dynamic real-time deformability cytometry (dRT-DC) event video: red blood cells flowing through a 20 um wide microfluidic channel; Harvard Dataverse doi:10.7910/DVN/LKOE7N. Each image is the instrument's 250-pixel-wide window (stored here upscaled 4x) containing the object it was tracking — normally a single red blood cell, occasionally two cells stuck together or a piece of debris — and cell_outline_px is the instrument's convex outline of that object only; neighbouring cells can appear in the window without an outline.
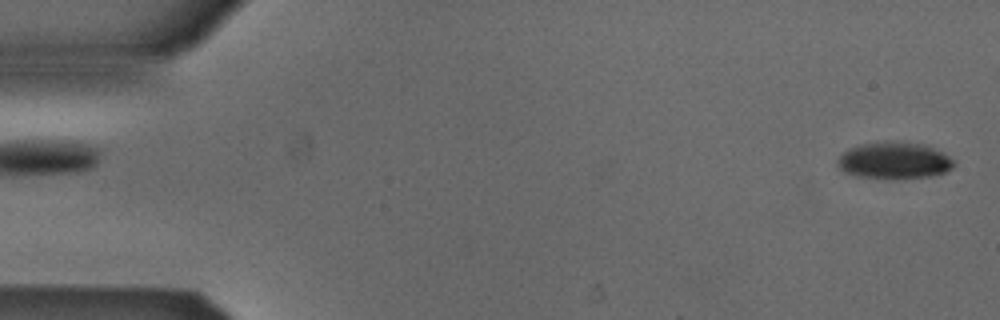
{"species": "Egyptian fruit bat (a non-hibernating species)", "species_latin": "Rousettus aegyptiacus", "temperature_condition": "cold", "stored_images_in_passage": 52, "camera_frame_rate_fps": 3000, "um_per_image_px": 0.085, "animal": {"sex": "male"}, "frame": {"image": 1, "passage_image": 1, "time_ms": 0.0, "image_size_px": [1000, 320], "cell_outline_px": [[956, 164], [952, 168], [944, 172], [932, 176], [900, 180], [884, 180], [856, 176], [844, 172], [840, 168], [836, 160], [848, 148], [860, 144], [896, 140], [920, 144], [932, 148], [956, 160]], "centroid_in_image_um": [76.0, 13.67], "position_along_channel_um": 9.0, "area_um2": 25.49}}
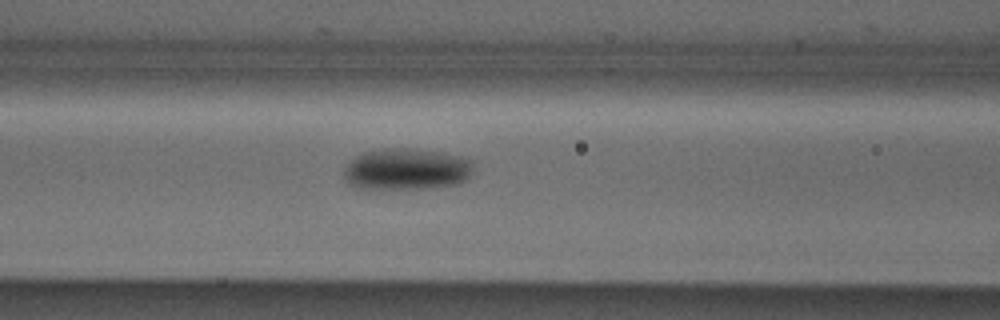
{"frame": {"image": 2, "passage_image": 21, "time_ms": 6.667, "image_size_px": [1000, 320], "cell_outline_px": [[472, 172], [460, 184], [424, 188], [368, 192], [356, 188], [344, 180], [344, 164], [356, 156], [364, 152], [388, 148], [408, 148], [444, 152], [468, 156], [472, 160]], "centroid_in_image_um": [34.5, 14.41], "position_along_channel_um": 132.1, "area_um2": 32.66}}
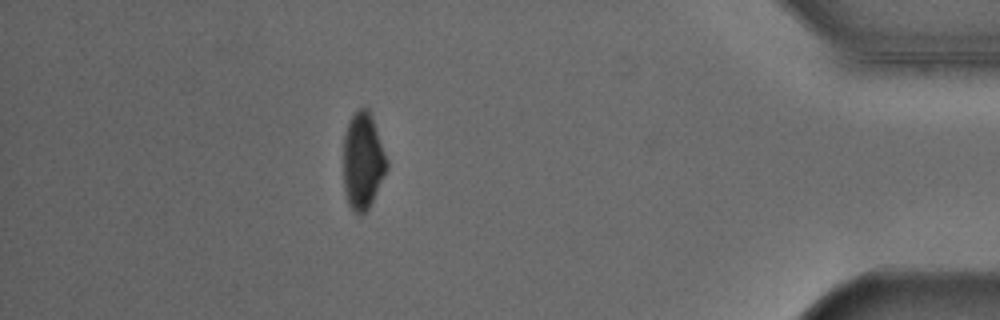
{"frame": {"image": 3, "passage_image": 46, "time_ms": 15.0, "image_size_px": [1000, 320], "cell_outline_px": [[388, 168], [368, 208], [360, 216], [352, 212], [348, 204], [344, 192], [344, 132], [348, 120], [360, 108], [368, 108], [372, 116], [388, 160]], "centroid_in_image_um": [30.83, 13.69], "position_along_channel_um": 404.4, "area_um2": 24.57}, "authors_computed_cell_mechanics": {"area_um2": 27.7151, "velocity_mm_per_s": 3.8732, "shape_relaxation_time_tau1_ms": 2.3993, "shape_relaxation_time_tau2_ms": null, "deformation_change_tau1": 0.1107, "deformation_change_tau2": null}}